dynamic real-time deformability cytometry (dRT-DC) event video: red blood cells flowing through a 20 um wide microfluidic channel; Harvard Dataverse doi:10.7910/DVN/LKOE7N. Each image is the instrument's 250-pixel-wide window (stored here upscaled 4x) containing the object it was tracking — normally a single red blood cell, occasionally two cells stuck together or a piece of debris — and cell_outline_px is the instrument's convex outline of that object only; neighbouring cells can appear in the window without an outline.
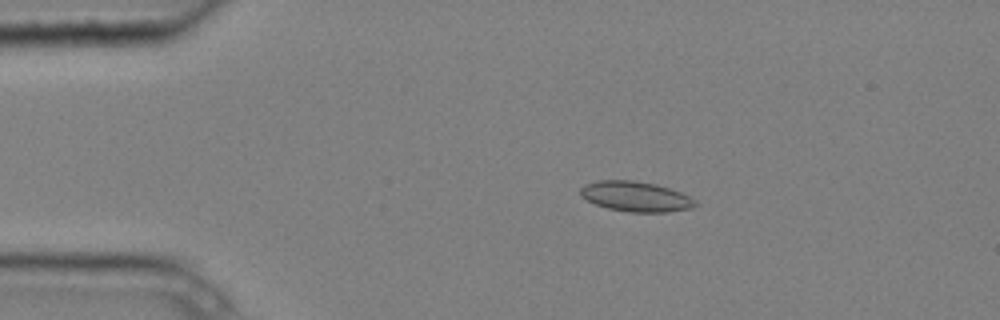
{"species": "common noctule bat (a hibernating species)", "species_latin": "Nyctalus noctula", "temperature_condition": "cold", "stored_images_in_passage": 6, "camera_frame_rate_fps": 3000, "um_per_image_px": 0.085, "animal": {"sex": "male", "body_mass_g": 20.4}, "frame": {"image": 1, "passage_image": 4, "time_ms": 1.0, "image_size_px": [1000, 320], "cell_outline_px": [[696, 204], [692, 208], [668, 212], [628, 212], [608, 208], [596, 204], [580, 196], [580, 188], [584, 184], [596, 180], [632, 180], [656, 184], [680, 192], [696, 200]], "centroid_in_image_um": [54.01, 16.7], "position_along_channel_um": 31.0, "area_um2": 20.17}}
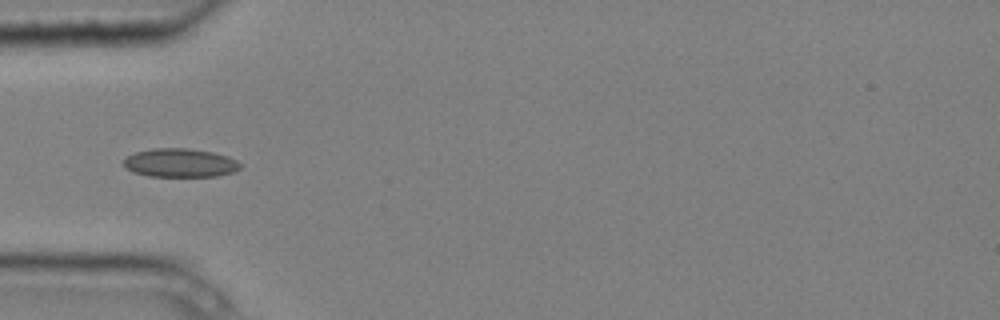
{"frame": {"image": 2, "passage_image": 6, "time_ms": 1.667, "image_size_px": [1000, 320], "cell_outline_px": [[244, 164], [240, 168], [232, 172], [216, 176], [148, 176], [132, 172], [124, 164], [124, 160], [128, 156], [136, 152], [152, 148], [188, 148], [212, 152], [228, 156]], "centroid_in_image_um": [15.34, 13.84], "position_along_channel_um": 69.7, "area_um2": 19.42}}